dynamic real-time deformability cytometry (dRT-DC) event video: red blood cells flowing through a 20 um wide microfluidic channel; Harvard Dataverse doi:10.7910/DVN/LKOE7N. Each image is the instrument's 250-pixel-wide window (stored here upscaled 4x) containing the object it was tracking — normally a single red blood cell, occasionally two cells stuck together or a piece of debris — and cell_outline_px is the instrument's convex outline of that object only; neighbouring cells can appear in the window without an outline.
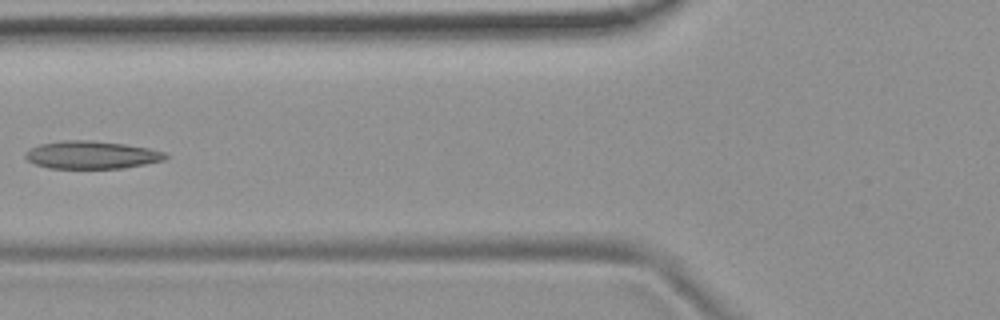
{"species": "common noctule bat (a hibernating species)", "species_latin": "Nyctalus noctula", "temperature_condition": "room temperature", "stored_images_in_passage": 8, "camera_frame_rate_fps": 3000, "um_per_image_px": 0.085, "animal": {"sex": "female", "body_mass_g": 19.9}, "frame": {"image": 1, "passage_image": 6, "time_ms": 6.667, "image_size_px": [1000, 320], "cell_outline_px": [[168, 156], [164, 160], [124, 168], [48, 168], [36, 164], [28, 160], [24, 156], [32, 148], [40, 144], [60, 140], [88, 140], [124, 144], [148, 148], [164, 152]], "centroid_in_image_um": [7.79, 13.16], "position_along_channel_um": 118.0, "area_um2": 22.43}}
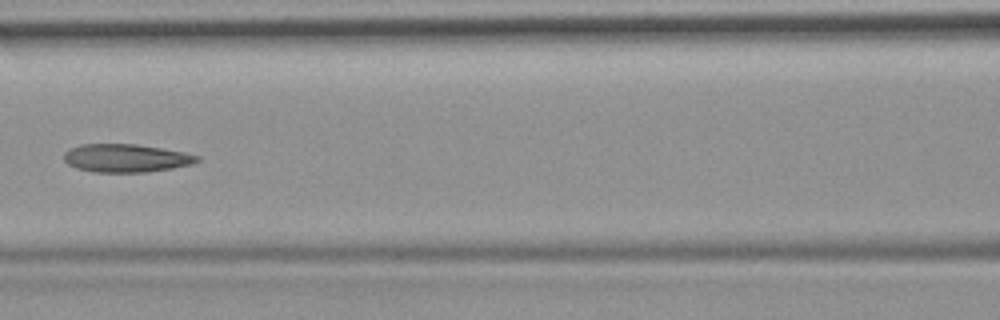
{"frame": {"image": 2, "passage_image": 7, "time_ms": 7.667, "image_size_px": [1000, 320], "cell_outline_px": [[200, 160], [192, 164], [172, 168], [148, 172], [92, 172], [76, 168], [68, 164], [64, 160], [64, 152], [68, 148], [80, 144], [136, 144], [184, 152], [200, 156]], "centroid_in_image_um": [10.68, 13.44], "position_along_channel_um": 155.9, "area_um2": 21.96}}
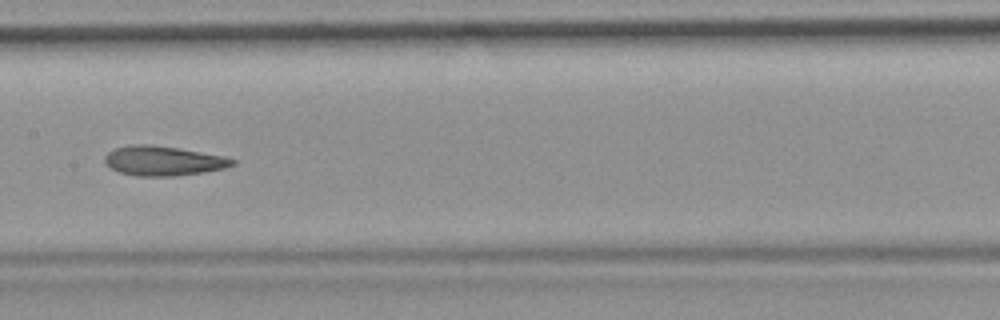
{"frame": {"image": 3, "passage_image": 8, "time_ms": 8.667, "image_size_px": [1000, 320], "cell_outline_px": [[236, 164], [224, 168], [204, 172], [176, 176], [136, 176], [120, 172], [104, 164], [104, 156], [112, 148], [132, 144], [152, 144], [224, 156], [236, 160]], "centroid_in_image_um": [13.84, 13.67], "position_along_channel_um": 193.6, "area_um2": 22.14}}